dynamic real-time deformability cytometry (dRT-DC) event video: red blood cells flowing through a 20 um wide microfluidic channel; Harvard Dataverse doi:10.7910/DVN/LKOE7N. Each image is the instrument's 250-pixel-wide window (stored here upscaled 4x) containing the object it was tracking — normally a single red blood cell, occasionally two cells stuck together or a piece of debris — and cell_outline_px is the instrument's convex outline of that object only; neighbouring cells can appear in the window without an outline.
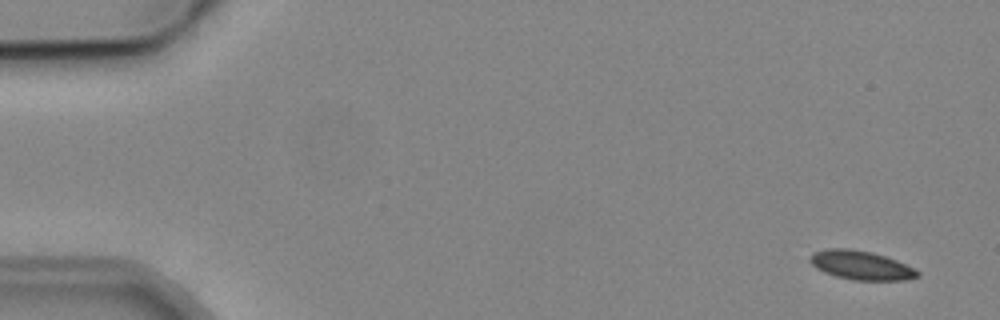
{"species": "common noctule bat (a hibernating species)", "species_latin": "Nyctalus noctula", "temperature_condition": "cold", "stored_images_in_passage": 4, "camera_frame_rate_fps": 3000, "um_per_image_px": 0.085, "animal": {"sex": "male", "body_mass_g": 19.2, "forearm_length_mm": 51.8}, "frame": {"image": 1, "passage_image": 1, "time_ms": 0.0, "image_size_px": [1000, 320], "cell_outline_px": [[920, 276], [904, 280], [852, 280], [836, 276], [824, 272], [816, 268], [808, 260], [812, 252], [828, 248], [848, 248], [872, 252], [896, 260], [920, 272]], "centroid_in_image_um": [73.14, 22.54], "position_along_channel_um": 11.9, "area_um2": 18.09}}